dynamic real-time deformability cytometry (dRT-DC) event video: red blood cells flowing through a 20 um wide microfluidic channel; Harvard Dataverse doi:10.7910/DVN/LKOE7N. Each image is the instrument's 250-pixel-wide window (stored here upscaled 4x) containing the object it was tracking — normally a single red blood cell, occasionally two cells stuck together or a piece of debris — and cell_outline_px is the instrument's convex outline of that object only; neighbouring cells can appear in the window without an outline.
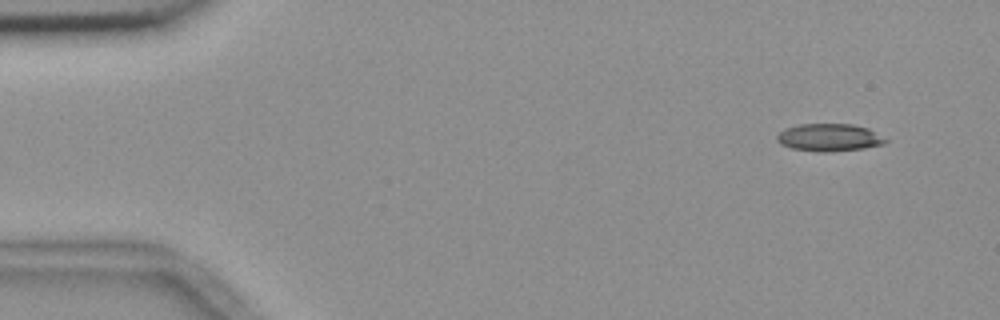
{"species": "common noctule bat (a hibernating species)", "species_latin": "Nyctalus noctula", "temperature_condition": "room temperature", "stored_images_in_passage": 54, "camera_frame_rate_fps": 3000, "um_per_image_px": 0.085, "animal": {"sex": "female", "body_mass_g": 18.4}, "frame": {"image": 1, "passage_image": 3, "time_ms": 0.667, "image_size_px": [1000, 320], "cell_outline_px": [[888, 140], [884, 144], [864, 148], [828, 152], [820, 152], [792, 148], [780, 144], [776, 140], [776, 136], [784, 128], [800, 124], [852, 124], [868, 128]], "centroid_in_image_um": [70.46, 11.68], "position_along_channel_um": 14.5, "area_um2": 17.4}}
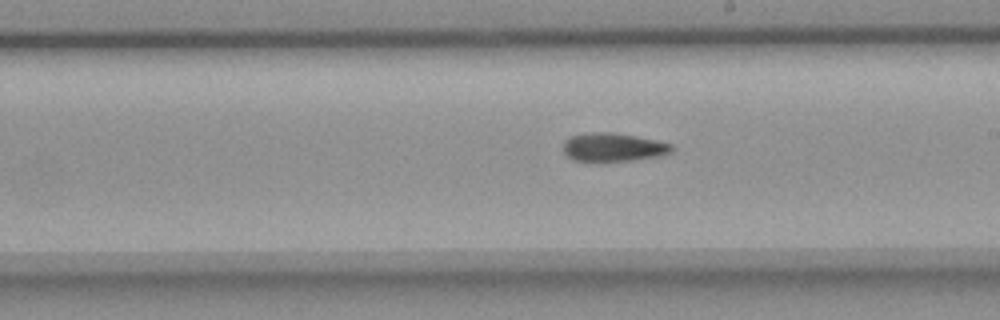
{"frame": {"image": 2, "passage_image": 30, "time_ms": 9.667, "image_size_px": [1000, 320], "cell_outline_px": [[676, 148], [672, 152], [660, 156], [632, 160], [600, 164], [572, 160], [564, 152], [564, 140], [568, 136], [588, 132], [612, 132], [636, 136], [656, 140], [672, 144]], "centroid_in_image_um": [52.1, 12.54], "position_along_channel_um": 236.9, "area_um2": 18.84}}
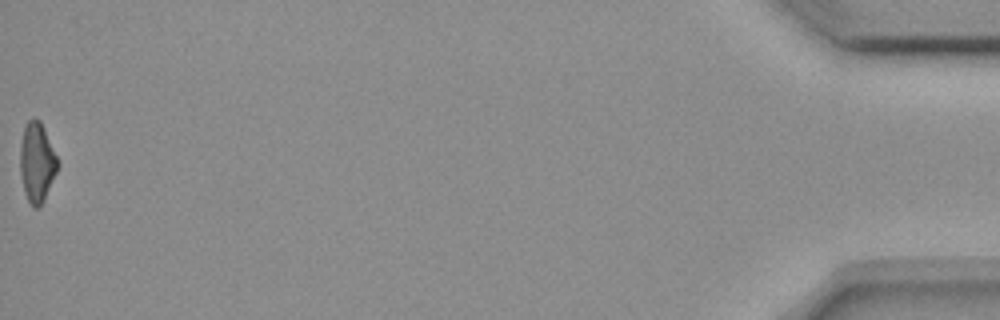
{"frame": {"image": 3, "passage_image": 54, "time_ms": 17.667, "image_size_px": [1000, 320], "cell_outline_px": [[60, 164], [40, 204], [36, 208], [28, 200], [24, 192], [20, 172], [20, 144], [24, 124], [32, 116], [36, 116], [40, 120], [44, 128]], "centroid_in_image_um": [3.11, 13.69], "position_along_channel_um": 432.1, "area_um2": 17.22}, "authors_computed_cell_mechanics": {"area_um2": 17.6868, "velocity_mm_per_s": 3.6936, "shape_relaxation_time_tau1_ms": null, "shape_relaxation_time_tau2_ms": 9.9412, "deformation_change_tau1": null, "deformation_change_tau2": 0.2079}}